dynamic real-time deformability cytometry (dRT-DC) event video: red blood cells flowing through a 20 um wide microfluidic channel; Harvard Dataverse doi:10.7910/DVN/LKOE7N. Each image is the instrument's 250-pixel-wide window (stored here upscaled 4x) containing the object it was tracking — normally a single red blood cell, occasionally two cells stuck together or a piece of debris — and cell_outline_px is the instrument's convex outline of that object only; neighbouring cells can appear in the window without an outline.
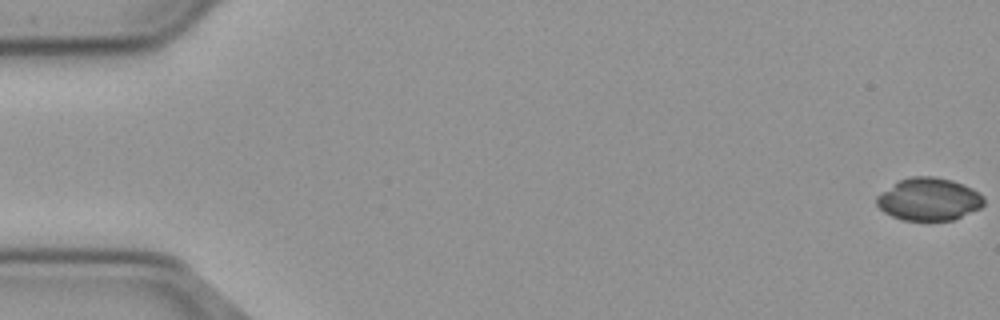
{"species": "common noctule bat (a hibernating species)", "species_latin": "Nyctalus noctula", "temperature_condition": "cold", "stored_images_in_passage": 12, "camera_frame_rate_fps": 3000, "um_per_image_px": 0.085, "animal": {"sex": "male", "body_mass_g": 23.1, "forearm_length_mm": 52.7}, "frame": {"image": 1, "passage_image": 1, "time_ms": 0.0, "image_size_px": [1000, 320], "cell_outline_px": [[984, 204], [980, 208], [952, 220], [904, 220], [892, 216], [884, 212], [876, 204], [876, 196], [900, 180], [908, 176], [936, 176], [952, 180], [964, 184], [972, 188], [984, 196]], "centroid_in_image_um": [78.96, 16.92], "position_along_channel_um": 6.0, "area_um2": 26.59}}